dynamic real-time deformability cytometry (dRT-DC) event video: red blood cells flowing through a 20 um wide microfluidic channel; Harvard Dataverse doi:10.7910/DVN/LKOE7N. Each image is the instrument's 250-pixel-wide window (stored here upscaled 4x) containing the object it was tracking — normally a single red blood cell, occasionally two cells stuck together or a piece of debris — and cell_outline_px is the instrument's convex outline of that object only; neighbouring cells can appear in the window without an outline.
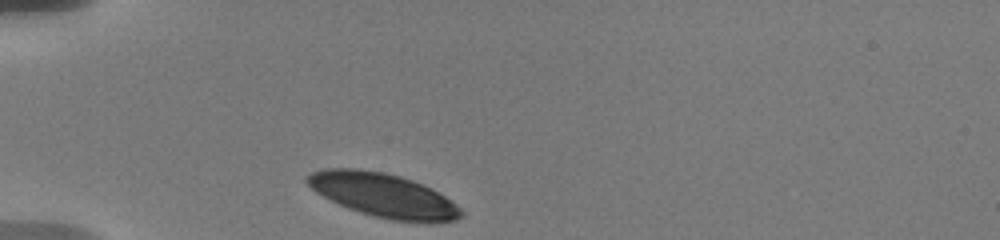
{"species": "human", "species_latin": "Homo sapiens", "temperature_condition": "warm", "stored_images_in_passage": 13, "camera_frame_rate_fps": 3000, "um_per_image_px": 0.085, "donor": {"sex": "male"}, "frame": {"image": 1, "passage_image": 1, "time_ms": 0.0, "image_size_px": [1000, 240], "cell_outline_px": [[464, 212], [456, 220], [392, 220], [360, 212], [348, 208], [316, 192], [304, 180], [312, 172], [324, 168], [356, 168], [384, 172], [400, 176], [412, 180], [432, 188], [456, 204]], "centroid_in_image_um": [32.54, 16.55], "position_along_channel_um": 52.5, "area_um2": 38.44}}
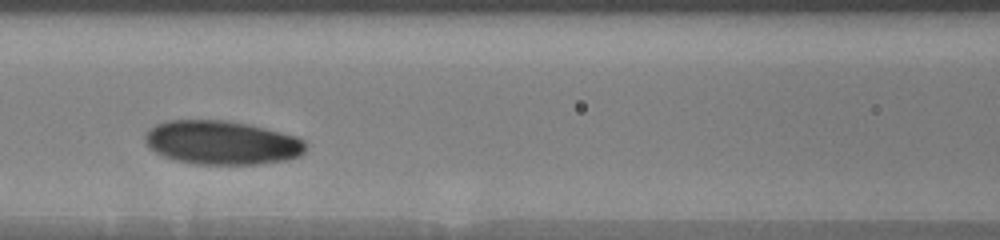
{"frame": {"image": 2, "passage_image": 8, "time_ms": 3.333, "image_size_px": [1000, 240], "cell_outline_px": [[304, 152], [300, 156], [288, 160], [260, 164], [196, 164], [176, 160], [164, 156], [148, 148], [144, 140], [144, 136], [156, 124], [168, 120], [228, 120], [248, 124], [296, 136], [304, 140]], "centroid_in_image_um": [18.85, 12.12], "position_along_channel_um": 147.7, "area_um2": 41.04}}
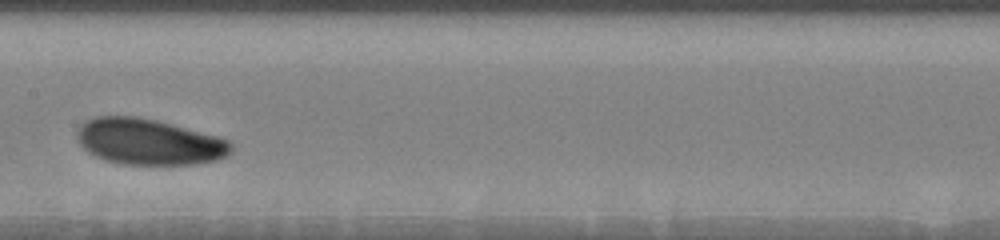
{"frame": {"image": 3, "passage_image": 11, "time_ms": 4.667, "image_size_px": [1000, 240], "cell_outline_px": [[232, 152], [228, 156], [216, 160], [196, 164], [124, 164], [104, 160], [92, 156], [80, 144], [76, 136], [76, 132], [80, 124], [96, 116], [136, 116], [156, 120], [172, 124], [216, 136], [228, 140], [232, 144]], "centroid_in_image_um": [12.63, 12.05], "position_along_channel_um": 194.8, "area_um2": 41.38}}